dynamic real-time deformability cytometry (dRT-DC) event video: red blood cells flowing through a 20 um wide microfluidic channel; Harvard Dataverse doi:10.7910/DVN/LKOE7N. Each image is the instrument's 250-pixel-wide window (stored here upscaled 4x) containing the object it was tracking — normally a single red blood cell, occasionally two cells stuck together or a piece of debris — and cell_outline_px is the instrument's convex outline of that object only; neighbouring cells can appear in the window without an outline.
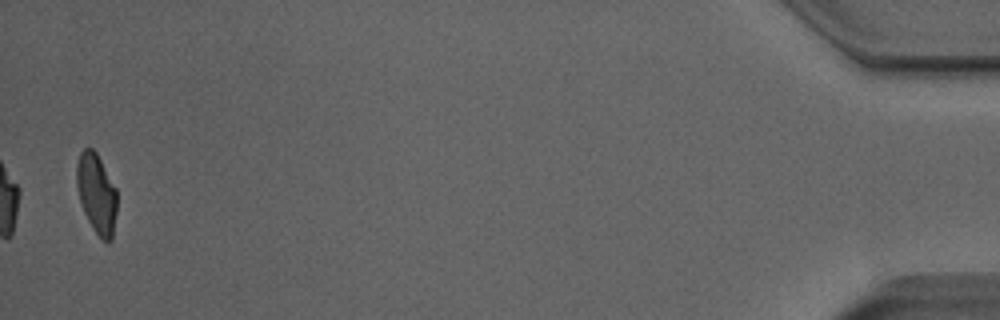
{"species": "Egyptian fruit bat (a non-hibernating species)", "species_latin": "Rousettus aegyptiacus", "temperature_condition": "room temperature", "stored_images_in_passage": 38, "camera_frame_rate_fps": 3000, "um_per_image_px": 0.085, "animal": {"sex": "male"}, "frame": {"image": 1, "passage_image": 37, "time_ms": 12.0, "image_size_px": [1000, 320], "cell_outline_px": [[116, 212], [112, 240], [108, 244], [100, 240], [92, 228], [84, 212], [80, 200], [76, 184], [76, 164], [80, 152], [84, 148], [92, 148], [96, 152], [116, 188]], "centroid_in_image_um": [8.2, 16.49], "position_along_channel_um": 427.0, "area_um2": 18.9}}